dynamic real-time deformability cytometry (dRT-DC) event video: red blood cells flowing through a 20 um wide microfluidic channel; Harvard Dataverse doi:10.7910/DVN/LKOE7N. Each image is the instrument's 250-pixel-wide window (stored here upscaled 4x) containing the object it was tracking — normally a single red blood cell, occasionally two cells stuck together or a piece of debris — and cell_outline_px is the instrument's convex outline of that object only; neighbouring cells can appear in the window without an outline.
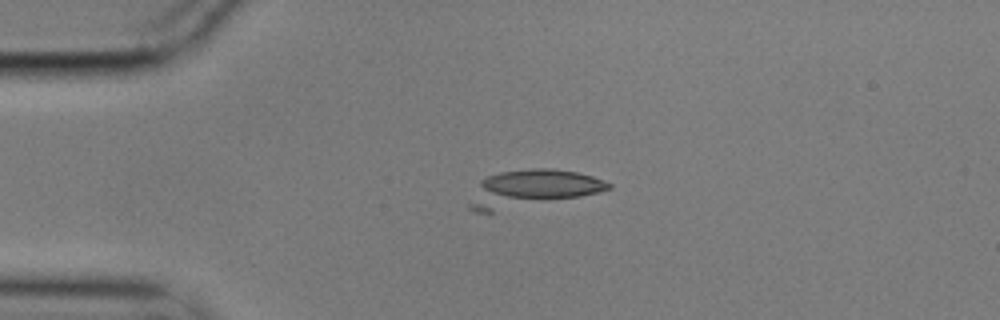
{"species": "common noctule bat (a hibernating species)", "species_latin": "Nyctalus noctula", "temperature_condition": "cold", "stored_images_in_passage": 9, "camera_frame_rate_fps": 3000, "um_per_image_px": 0.085, "animal": {"sex": "male", "body_mass_g": 17.9}, "frame": {"image": 1, "passage_image": 1, "time_ms": 0.0, "image_size_px": [1000, 320], "cell_outline_px": [[612, 188], [600, 192], [580, 196], [492, 212], [472, 212], [468, 208], [468, 204], [480, 180], [488, 176], [500, 172], [532, 168], [552, 168], [576, 172], [592, 176], [612, 184]], "centroid_in_image_um": [45.19, 16.02], "position_along_channel_um": 39.8, "area_um2": 29.71}}